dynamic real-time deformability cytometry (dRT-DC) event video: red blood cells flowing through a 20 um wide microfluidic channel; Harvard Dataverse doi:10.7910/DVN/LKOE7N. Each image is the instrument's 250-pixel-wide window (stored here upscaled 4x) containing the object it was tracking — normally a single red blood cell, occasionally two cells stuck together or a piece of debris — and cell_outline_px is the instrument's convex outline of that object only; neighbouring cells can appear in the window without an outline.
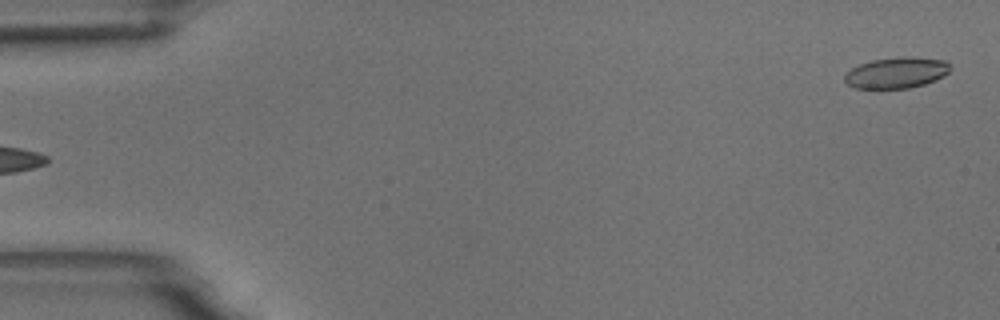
{"species": "common noctule bat (a hibernating species)", "species_latin": "Nyctalus noctula", "temperature_condition": "room temperature", "stored_images_in_passage": 5, "segment_of_instrument_passage": [2, 2], "camera_frame_rate_fps": 3000, "um_per_image_px": 0.085, "animal": {"sex": "male", "body_mass_g": 18.8}, "frame": {"image": 1, "passage_image": 5, "time_ms": 4.333, "image_size_px": [1000, 320], "cell_outline_px": [[948, 72], [944, 76], [936, 80], [924, 84], [908, 88], [856, 88], [848, 84], [844, 80], [844, 76], [852, 68], [860, 64], [872, 60], [900, 56], [904, 56], [944, 60], [948, 64]], "centroid_in_image_um": [76.19, 6.18], "position_along_channel_um": 8.8, "area_um2": 18.84}}